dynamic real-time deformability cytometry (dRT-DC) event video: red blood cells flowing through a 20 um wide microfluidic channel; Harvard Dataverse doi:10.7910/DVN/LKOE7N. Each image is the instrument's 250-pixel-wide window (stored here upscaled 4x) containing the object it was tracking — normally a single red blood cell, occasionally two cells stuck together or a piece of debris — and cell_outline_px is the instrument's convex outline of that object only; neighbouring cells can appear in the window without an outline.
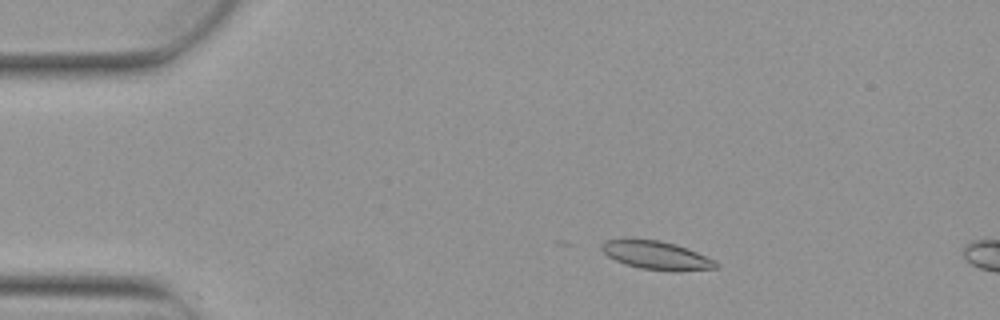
{"species": "Egyptian fruit bat (a non-hibernating species)", "species_latin": "Rousettus aegyptiacus", "temperature_condition": "warm", "stored_images_in_passage": 5, "camera_frame_rate_fps": 3000, "um_per_image_px": 0.085, "animal": {"sex": "female"}, "frame": {"image": 1, "passage_image": 2, "time_ms": 0.333, "image_size_px": [1000, 320], "cell_outline_px": [[720, 268], [680, 272], [672, 272], [640, 268], [624, 264], [608, 256], [600, 248], [600, 244], [604, 240], [624, 236], [660, 240], [676, 244], [716, 260], [720, 264]], "centroid_in_image_um": [55.77, 21.68], "position_along_channel_um": 29.2, "area_um2": 19.88}}
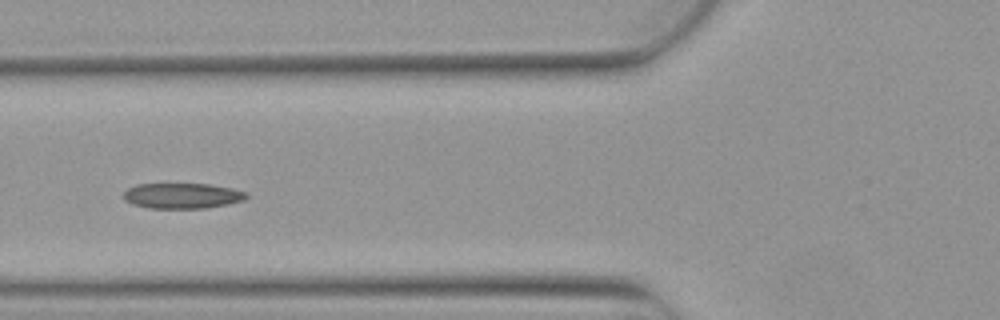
{"frame": {"image": 2, "passage_image": 5, "time_ms": 1.333, "image_size_px": [1000, 320], "cell_outline_px": [[248, 196], [244, 200], [228, 204], [204, 208], [148, 208], [132, 204], [124, 200], [124, 192], [128, 188], [136, 184], [208, 184], [232, 188], [248, 192]], "centroid_in_image_um": [15.5, 16.64], "position_along_channel_um": 110.3, "area_um2": 18.26}}